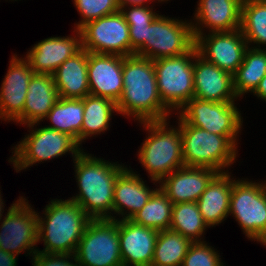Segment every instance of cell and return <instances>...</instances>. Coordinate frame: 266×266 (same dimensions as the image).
Segmentation results:
<instances>
[{
    "label": "cell",
    "instance_id": "f1b7e54d",
    "mask_svg": "<svg viewBox=\"0 0 266 266\" xmlns=\"http://www.w3.org/2000/svg\"><path fill=\"white\" fill-rule=\"evenodd\" d=\"M240 30L249 47L266 49V0H243Z\"/></svg>",
    "mask_w": 266,
    "mask_h": 266
},
{
    "label": "cell",
    "instance_id": "ffe728a7",
    "mask_svg": "<svg viewBox=\"0 0 266 266\" xmlns=\"http://www.w3.org/2000/svg\"><path fill=\"white\" fill-rule=\"evenodd\" d=\"M194 96L214 102L240 101L234 91L233 75L202 58L194 46Z\"/></svg>",
    "mask_w": 266,
    "mask_h": 266
},
{
    "label": "cell",
    "instance_id": "d4e9b609",
    "mask_svg": "<svg viewBox=\"0 0 266 266\" xmlns=\"http://www.w3.org/2000/svg\"><path fill=\"white\" fill-rule=\"evenodd\" d=\"M87 67L88 51L82 49L56 69L53 78L59 97L83 99L90 95Z\"/></svg>",
    "mask_w": 266,
    "mask_h": 266
},
{
    "label": "cell",
    "instance_id": "6da1fadb",
    "mask_svg": "<svg viewBox=\"0 0 266 266\" xmlns=\"http://www.w3.org/2000/svg\"><path fill=\"white\" fill-rule=\"evenodd\" d=\"M122 77L123 92L116 103L120 116L137 124L174 117L159 95L153 60L135 54L123 57Z\"/></svg>",
    "mask_w": 266,
    "mask_h": 266
},
{
    "label": "cell",
    "instance_id": "60d3db41",
    "mask_svg": "<svg viewBox=\"0 0 266 266\" xmlns=\"http://www.w3.org/2000/svg\"><path fill=\"white\" fill-rule=\"evenodd\" d=\"M259 243H260V245H262L263 247L265 246V248H266V239L258 242V244Z\"/></svg>",
    "mask_w": 266,
    "mask_h": 266
},
{
    "label": "cell",
    "instance_id": "ab89813d",
    "mask_svg": "<svg viewBox=\"0 0 266 266\" xmlns=\"http://www.w3.org/2000/svg\"><path fill=\"white\" fill-rule=\"evenodd\" d=\"M1 188V187H0ZM2 194H1V190H0V222L2 220V217L4 216L3 213L5 212V202L4 199H2Z\"/></svg>",
    "mask_w": 266,
    "mask_h": 266
},
{
    "label": "cell",
    "instance_id": "277c9868",
    "mask_svg": "<svg viewBox=\"0 0 266 266\" xmlns=\"http://www.w3.org/2000/svg\"><path fill=\"white\" fill-rule=\"evenodd\" d=\"M170 120L139 123L142 131L148 134L136 152L138 163L155 186H159L165 176L184 166L180 126L177 123L170 125Z\"/></svg>",
    "mask_w": 266,
    "mask_h": 266
},
{
    "label": "cell",
    "instance_id": "8992f818",
    "mask_svg": "<svg viewBox=\"0 0 266 266\" xmlns=\"http://www.w3.org/2000/svg\"><path fill=\"white\" fill-rule=\"evenodd\" d=\"M41 122L25 125L26 133L21 140L11 148L12 156L8 162L13 165L17 173L27 170L41 162L52 161L67 153L72 156V161L85 149L69 134L59 132L44 126ZM38 126V127H37ZM35 127V128H34ZM38 163V164H37Z\"/></svg>",
    "mask_w": 266,
    "mask_h": 266
},
{
    "label": "cell",
    "instance_id": "d6986e66",
    "mask_svg": "<svg viewBox=\"0 0 266 266\" xmlns=\"http://www.w3.org/2000/svg\"><path fill=\"white\" fill-rule=\"evenodd\" d=\"M123 56L88 52L90 95L105 97L115 103L123 92Z\"/></svg>",
    "mask_w": 266,
    "mask_h": 266
},
{
    "label": "cell",
    "instance_id": "7bdbcfd3",
    "mask_svg": "<svg viewBox=\"0 0 266 266\" xmlns=\"http://www.w3.org/2000/svg\"><path fill=\"white\" fill-rule=\"evenodd\" d=\"M5 1H8V0H5ZM9 1H14V2L16 1V2H17V1H19V0H9ZM20 1H21V0H20Z\"/></svg>",
    "mask_w": 266,
    "mask_h": 266
},
{
    "label": "cell",
    "instance_id": "484cf974",
    "mask_svg": "<svg viewBox=\"0 0 266 266\" xmlns=\"http://www.w3.org/2000/svg\"><path fill=\"white\" fill-rule=\"evenodd\" d=\"M83 107L81 147L86 139L106 133L114 113L118 115L116 103L105 97L87 95L83 98Z\"/></svg>",
    "mask_w": 266,
    "mask_h": 266
},
{
    "label": "cell",
    "instance_id": "7c38bea8",
    "mask_svg": "<svg viewBox=\"0 0 266 266\" xmlns=\"http://www.w3.org/2000/svg\"><path fill=\"white\" fill-rule=\"evenodd\" d=\"M237 105V101L214 102L193 97L175 113V116L183 123L217 135L240 136L243 130V117Z\"/></svg>",
    "mask_w": 266,
    "mask_h": 266
},
{
    "label": "cell",
    "instance_id": "9c48e42d",
    "mask_svg": "<svg viewBox=\"0 0 266 266\" xmlns=\"http://www.w3.org/2000/svg\"><path fill=\"white\" fill-rule=\"evenodd\" d=\"M162 103L175 114L194 96V47L177 57L153 60Z\"/></svg>",
    "mask_w": 266,
    "mask_h": 266
},
{
    "label": "cell",
    "instance_id": "3957f363",
    "mask_svg": "<svg viewBox=\"0 0 266 266\" xmlns=\"http://www.w3.org/2000/svg\"><path fill=\"white\" fill-rule=\"evenodd\" d=\"M37 212L38 245L43 242V250L37 252L74 254L91 218L72 199H51Z\"/></svg>",
    "mask_w": 266,
    "mask_h": 266
},
{
    "label": "cell",
    "instance_id": "5bb4252c",
    "mask_svg": "<svg viewBox=\"0 0 266 266\" xmlns=\"http://www.w3.org/2000/svg\"><path fill=\"white\" fill-rule=\"evenodd\" d=\"M195 46L207 62L232 75L237 72L249 47L240 29L199 35Z\"/></svg>",
    "mask_w": 266,
    "mask_h": 266
},
{
    "label": "cell",
    "instance_id": "5b68a950",
    "mask_svg": "<svg viewBox=\"0 0 266 266\" xmlns=\"http://www.w3.org/2000/svg\"><path fill=\"white\" fill-rule=\"evenodd\" d=\"M175 118L180 126L184 166L206 167L218 173L229 172L239 157L238 141L241 136L217 135Z\"/></svg>",
    "mask_w": 266,
    "mask_h": 266
},
{
    "label": "cell",
    "instance_id": "1f68e13d",
    "mask_svg": "<svg viewBox=\"0 0 266 266\" xmlns=\"http://www.w3.org/2000/svg\"><path fill=\"white\" fill-rule=\"evenodd\" d=\"M172 201L158 188L130 220L135 224L163 231L170 228Z\"/></svg>",
    "mask_w": 266,
    "mask_h": 266
},
{
    "label": "cell",
    "instance_id": "7402d4cb",
    "mask_svg": "<svg viewBox=\"0 0 266 266\" xmlns=\"http://www.w3.org/2000/svg\"><path fill=\"white\" fill-rule=\"evenodd\" d=\"M217 174L206 167L183 166L165 176L159 182V188L173 204L197 202Z\"/></svg>",
    "mask_w": 266,
    "mask_h": 266
},
{
    "label": "cell",
    "instance_id": "8fae6325",
    "mask_svg": "<svg viewBox=\"0 0 266 266\" xmlns=\"http://www.w3.org/2000/svg\"><path fill=\"white\" fill-rule=\"evenodd\" d=\"M74 256L79 266H123L118 220L91 219Z\"/></svg>",
    "mask_w": 266,
    "mask_h": 266
},
{
    "label": "cell",
    "instance_id": "f546056e",
    "mask_svg": "<svg viewBox=\"0 0 266 266\" xmlns=\"http://www.w3.org/2000/svg\"><path fill=\"white\" fill-rule=\"evenodd\" d=\"M169 229L193 242H205L204 235L209 227L201 216L197 202H185L173 204Z\"/></svg>",
    "mask_w": 266,
    "mask_h": 266
},
{
    "label": "cell",
    "instance_id": "44dd1931",
    "mask_svg": "<svg viewBox=\"0 0 266 266\" xmlns=\"http://www.w3.org/2000/svg\"><path fill=\"white\" fill-rule=\"evenodd\" d=\"M119 247L123 266H151L159 231L118 220Z\"/></svg>",
    "mask_w": 266,
    "mask_h": 266
},
{
    "label": "cell",
    "instance_id": "e575fe53",
    "mask_svg": "<svg viewBox=\"0 0 266 266\" xmlns=\"http://www.w3.org/2000/svg\"><path fill=\"white\" fill-rule=\"evenodd\" d=\"M209 244L207 241L193 242L183 259L182 266H226L220 252Z\"/></svg>",
    "mask_w": 266,
    "mask_h": 266
},
{
    "label": "cell",
    "instance_id": "d590c367",
    "mask_svg": "<svg viewBox=\"0 0 266 266\" xmlns=\"http://www.w3.org/2000/svg\"><path fill=\"white\" fill-rule=\"evenodd\" d=\"M30 260L33 266H79L74 254L36 252Z\"/></svg>",
    "mask_w": 266,
    "mask_h": 266
},
{
    "label": "cell",
    "instance_id": "4dcf8cb0",
    "mask_svg": "<svg viewBox=\"0 0 266 266\" xmlns=\"http://www.w3.org/2000/svg\"><path fill=\"white\" fill-rule=\"evenodd\" d=\"M192 243L171 229L159 231L151 266H182Z\"/></svg>",
    "mask_w": 266,
    "mask_h": 266
},
{
    "label": "cell",
    "instance_id": "ba28073f",
    "mask_svg": "<svg viewBox=\"0 0 266 266\" xmlns=\"http://www.w3.org/2000/svg\"><path fill=\"white\" fill-rule=\"evenodd\" d=\"M179 18L160 13L147 27L145 43L135 55L157 60L188 53L195 46L192 24Z\"/></svg>",
    "mask_w": 266,
    "mask_h": 266
},
{
    "label": "cell",
    "instance_id": "e0dca14e",
    "mask_svg": "<svg viewBox=\"0 0 266 266\" xmlns=\"http://www.w3.org/2000/svg\"><path fill=\"white\" fill-rule=\"evenodd\" d=\"M242 2L243 0H198L190 19L194 39L210 32L240 29Z\"/></svg>",
    "mask_w": 266,
    "mask_h": 266
},
{
    "label": "cell",
    "instance_id": "4316f807",
    "mask_svg": "<svg viewBox=\"0 0 266 266\" xmlns=\"http://www.w3.org/2000/svg\"><path fill=\"white\" fill-rule=\"evenodd\" d=\"M83 112V99L60 97L43 121L50 122L46 127L69 134L81 146Z\"/></svg>",
    "mask_w": 266,
    "mask_h": 266
},
{
    "label": "cell",
    "instance_id": "8d00e7d4",
    "mask_svg": "<svg viewBox=\"0 0 266 266\" xmlns=\"http://www.w3.org/2000/svg\"><path fill=\"white\" fill-rule=\"evenodd\" d=\"M18 256L0 248V266H17Z\"/></svg>",
    "mask_w": 266,
    "mask_h": 266
},
{
    "label": "cell",
    "instance_id": "30bf717a",
    "mask_svg": "<svg viewBox=\"0 0 266 266\" xmlns=\"http://www.w3.org/2000/svg\"><path fill=\"white\" fill-rule=\"evenodd\" d=\"M14 201L0 222V248L18 257L24 252L31 259L38 248L37 210L25 195Z\"/></svg>",
    "mask_w": 266,
    "mask_h": 266
},
{
    "label": "cell",
    "instance_id": "836d02e7",
    "mask_svg": "<svg viewBox=\"0 0 266 266\" xmlns=\"http://www.w3.org/2000/svg\"><path fill=\"white\" fill-rule=\"evenodd\" d=\"M80 20L74 22V29H80L87 22L99 19L120 10V0H72Z\"/></svg>",
    "mask_w": 266,
    "mask_h": 266
},
{
    "label": "cell",
    "instance_id": "f35d334b",
    "mask_svg": "<svg viewBox=\"0 0 266 266\" xmlns=\"http://www.w3.org/2000/svg\"><path fill=\"white\" fill-rule=\"evenodd\" d=\"M164 4L163 0H120V5H146V4Z\"/></svg>",
    "mask_w": 266,
    "mask_h": 266
},
{
    "label": "cell",
    "instance_id": "74e56055",
    "mask_svg": "<svg viewBox=\"0 0 266 266\" xmlns=\"http://www.w3.org/2000/svg\"><path fill=\"white\" fill-rule=\"evenodd\" d=\"M252 94L260 101L266 102V75L261 79L256 90Z\"/></svg>",
    "mask_w": 266,
    "mask_h": 266
},
{
    "label": "cell",
    "instance_id": "ac0fdd59",
    "mask_svg": "<svg viewBox=\"0 0 266 266\" xmlns=\"http://www.w3.org/2000/svg\"><path fill=\"white\" fill-rule=\"evenodd\" d=\"M132 169L131 166H127L116 178L112 207L113 220H130L159 188L156 186L152 189L146 183L147 181L142 179L140 173Z\"/></svg>",
    "mask_w": 266,
    "mask_h": 266
},
{
    "label": "cell",
    "instance_id": "7a4b0ae2",
    "mask_svg": "<svg viewBox=\"0 0 266 266\" xmlns=\"http://www.w3.org/2000/svg\"><path fill=\"white\" fill-rule=\"evenodd\" d=\"M86 151L83 150L73 160L79 191L69 198L91 219H112L116 178L128 165L99 158Z\"/></svg>",
    "mask_w": 266,
    "mask_h": 266
},
{
    "label": "cell",
    "instance_id": "b9f144b4",
    "mask_svg": "<svg viewBox=\"0 0 266 266\" xmlns=\"http://www.w3.org/2000/svg\"><path fill=\"white\" fill-rule=\"evenodd\" d=\"M164 1V3L166 2L167 4H168V1L170 2V0H163Z\"/></svg>",
    "mask_w": 266,
    "mask_h": 266
},
{
    "label": "cell",
    "instance_id": "83f0119b",
    "mask_svg": "<svg viewBox=\"0 0 266 266\" xmlns=\"http://www.w3.org/2000/svg\"><path fill=\"white\" fill-rule=\"evenodd\" d=\"M266 75V49L248 47L241 65L233 75L234 91L239 100L256 90Z\"/></svg>",
    "mask_w": 266,
    "mask_h": 266
},
{
    "label": "cell",
    "instance_id": "cb8c5ba5",
    "mask_svg": "<svg viewBox=\"0 0 266 266\" xmlns=\"http://www.w3.org/2000/svg\"><path fill=\"white\" fill-rule=\"evenodd\" d=\"M235 177L231 171L218 173L198 199L201 216L209 228L224 223L229 217L230 196Z\"/></svg>",
    "mask_w": 266,
    "mask_h": 266
},
{
    "label": "cell",
    "instance_id": "d6a6232c",
    "mask_svg": "<svg viewBox=\"0 0 266 266\" xmlns=\"http://www.w3.org/2000/svg\"><path fill=\"white\" fill-rule=\"evenodd\" d=\"M154 6V4L120 5V12L129 25L131 55H134L145 43L147 27H149L152 21L160 14L159 11H156Z\"/></svg>",
    "mask_w": 266,
    "mask_h": 266
},
{
    "label": "cell",
    "instance_id": "603a6c76",
    "mask_svg": "<svg viewBox=\"0 0 266 266\" xmlns=\"http://www.w3.org/2000/svg\"><path fill=\"white\" fill-rule=\"evenodd\" d=\"M53 75L34 73L30 79L23 112L13 121L22 126L43 122L59 100Z\"/></svg>",
    "mask_w": 266,
    "mask_h": 266
},
{
    "label": "cell",
    "instance_id": "9a60e30c",
    "mask_svg": "<svg viewBox=\"0 0 266 266\" xmlns=\"http://www.w3.org/2000/svg\"><path fill=\"white\" fill-rule=\"evenodd\" d=\"M6 72L0 86V120L13 123L23 112L28 85L35 72L30 63L16 53L10 57Z\"/></svg>",
    "mask_w": 266,
    "mask_h": 266
},
{
    "label": "cell",
    "instance_id": "4fadbf2b",
    "mask_svg": "<svg viewBox=\"0 0 266 266\" xmlns=\"http://www.w3.org/2000/svg\"><path fill=\"white\" fill-rule=\"evenodd\" d=\"M82 48L98 54L131 55L129 25L120 10L87 22L80 29Z\"/></svg>",
    "mask_w": 266,
    "mask_h": 266
},
{
    "label": "cell",
    "instance_id": "52a82bcc",
    "mask_svg": "<svg viewBox=\"0 0 266 266\" xmlns=\"http://www.w3.org/2000/svg\"><path fill=\"white\" fill-rule=\"evenodd\" d=\"M256 181L233 180L229 216L248 240L258 243L266 239V180Z\"/></svg>",
    "mask_w": 266,
    "mask_h": 266
},
{
    "label": "cell",
    "instance_id": "2e32d148",
    "mask_svg": "<svg viewBox=\"0 0 266 266\" xmlns=\"http://www.w3.org/2000/svg\"><path fill=\"white\" fill-rule=\"evenodd\" d=\"M72 32L73 35L45 38L27 50L23 56L35 73L53 75L65 60L83 49L80 30L73 29Z\"/></svg>",
    "mask_w": 266,
    "mask_h": 266
}]
</instances>
